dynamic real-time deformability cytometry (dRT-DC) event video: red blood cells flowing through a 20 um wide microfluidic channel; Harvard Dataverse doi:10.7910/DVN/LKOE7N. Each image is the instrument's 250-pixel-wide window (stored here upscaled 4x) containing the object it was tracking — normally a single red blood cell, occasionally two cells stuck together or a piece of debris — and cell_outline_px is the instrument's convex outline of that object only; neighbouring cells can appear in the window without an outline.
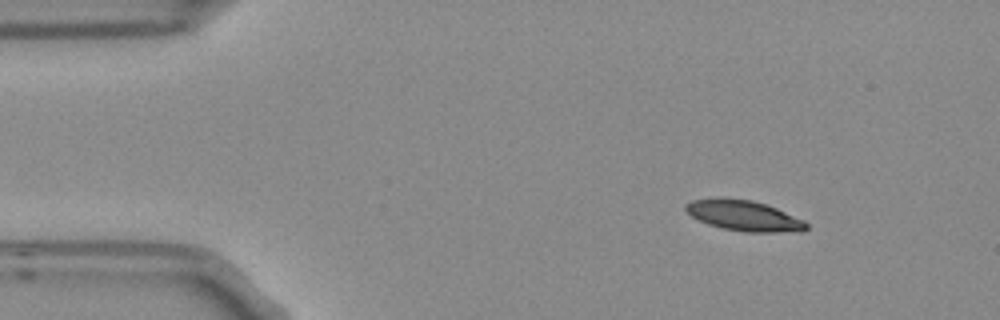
{"species": "Egyptian fruit bat (a non-hibernating species)", "species_latin": "Rousettus aegyptiacus", "temperature_condition": "room temperature", "stored_images_in_passage": 4, "camera_frame_rate_fps": 3000, "um_per_image_px": 0.085, "frame": {"image": 1, "passage_image": 1, "time_ms": 0.0, "image_size_px": [1000, 320], "cell_outline_px": [[808, 228], [804, 232], [744, 232], [720, 228], [708, 224], [692, 216], [684, 208], [684, 204], [692, 200], [716, 196], [724, 196], [752, 200], [776, 208], [804, 220], [808, 224]], "centroid_in_image_um": [63.22, 18.31], "position_along_channel_um": 21.8, "area_um2": 21.91}}